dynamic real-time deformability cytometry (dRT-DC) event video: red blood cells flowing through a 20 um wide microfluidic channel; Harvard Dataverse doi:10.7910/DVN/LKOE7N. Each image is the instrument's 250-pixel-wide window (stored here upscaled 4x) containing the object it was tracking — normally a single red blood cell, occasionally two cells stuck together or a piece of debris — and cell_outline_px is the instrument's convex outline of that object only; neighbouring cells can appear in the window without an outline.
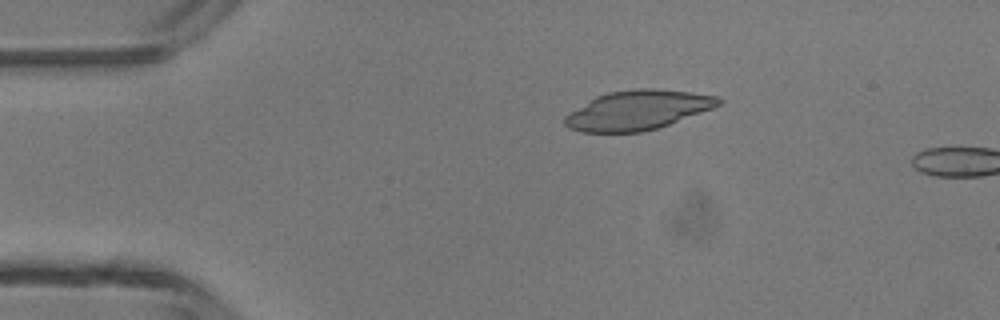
{"species": "common noctule bat (a hibernating species)", "species_latin": "Nyctalus noctula", "temperature_condition": "room temperature", "stored_images_in_passage": 3, "camera_frame_rate_fps": 3000, "um_per_image_px": 0.085, "animal": {"sex": "male", "body_mass_g": 13.3}, "frame": {"image": 1, "passage_image": 1, "time_ms": 0.0, "image_size_px": [1000, 320], "cell_outline_px": [[724, 100], [720, 104], [712, 108], [668, 124], [656, 128], [640, 132], [580, 132], [568, 128], [564, 124], [564, 116], [596, 96], [608, 92], [636, 88], [652, 88], [692, 92], [716, 96]], "centroid_in_image_um": [54.18, 9.35], "position_along_channel_um": 30.8, "area_um2": 35.03}}